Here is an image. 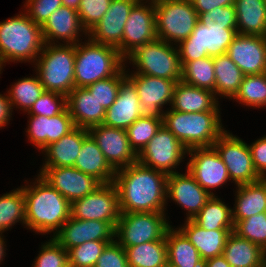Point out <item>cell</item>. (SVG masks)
Instances as JSON below:
<instances>
[{"label": "cell", "instance_id": "13", "mask_svg": "<svg viewBox=\"0 0 266 267\" xmlns=\"http://www.w3.org/2000/svg\"><path fill=\"white\" fill-rule=\"evenodd\" d=\"M71 217L80 220H101L117 226L120 209L115 184H102L94 192L71 203Z\"/></svg>", "mask_w": 266, "mask_h": 267}, {"label": "cell", "instance_id": "30", "mask_svg": "<svg viewBox=\"0 0 266 267\" xmlns=\"http://www.w3.org/2000/svg\"><path fill=\"white\" fill-rule=\"evenodd\" d=\"M235 206L232 208L234 225L255 214L266 212V179L254 183L237 185ZM237 193V194H236Z\"/></svg>", "mask_w": 266, "mask_h": 267}, {"label": "cell", "instance_id": "12", "mask_svg": "<svg viewBox=\"0 0 266 267\" xmlns=\"http://www.w3.org/2000/svg\"><path fill=\"white\" fill-rule=\"evenodd\" d=\"M213 146L226 165L230 180L236 186L262 179L254 168L250 148L245 141L225 130Z\"/></svg>", "mask_w": 266, "mask_h": 267}, {"label": "cell", "instance_id": "18", "mask_svg": "<svg viewBox=\"0 0 266 267\" xmlns=\"http://www.w3.org/2000/svg\"><path fill=\"white\" fill-rule=\"evenodd\" d=\"M88 131L115 171L137 162V154L129 144L125 129L101 124L90 127Z\"/></svg>", "mask_w": 266, "mask_h": 267}, {"label": "cell", "instance_id": "5", "mask_svg": "<svg viewBox=\"0 0 266 267\" xmlns=\"http://www.w3.org/2000/svg\"><path fill=\"white\" fill-rule=\"evenodd\" d=\"M87 39L85 43L75 44V87H87L115 76L126 65L116 47Z\"/></svg>", "mask_w": 266, "mask_h": 267}, {"label": "cell", "instance_id": "2", "mask_svg": "<svg viewBox=\"0 0 266 267\" xmlns=\"http://www.w3.org/2000/svg\"><path fill=\"white\" fill-rule=\"evenodd\" d=\"M25 196L27 229L53 236L70 218L71 203L39 174L32 185L21 186Z\"/></svg>", "mask_w": 266, "mask_h": 267}, {"label": "cell", "instance_id": "42", "mask_svg": "<svg viewBox=\"0 0 266 267\" xmlns=\"http://www.w3.org/2000/svg\"><path fill=\"white\" fill-rule=\"evenodd\" d=\"M161 125L162 118L142 115L126 129L129 144L137 155L153 138Z\"/></svg>", "mask_w": 266, "mask_h": 267}, {"label": "cell", "instance_id": "27", "mask_svg": "<svg viewBox=\"0 0 266 267\" xmlns=\"http://www.w3.org/2000/svg\"><path fill=\"white\" fill-rule=\"evenodd\" d=\"M214 92L178 81L174 86L172 110L183 113L220 112Z\"/></svg>", "mask_w": 266, "mask_h": 267}, {"label": "cell", "instance_id": "51", "mask_svg": "<svg viewBox=\"0 0 266 267\" xmlns=\"http://www.w3.org/2000/svg\"><path fill=\"white\" fill-rule=\"evenodd\" d=\"M94 267H128L125 249L116 240L108 243Z\"/></svg>", "mask_w": 266, "mask_h": 267}, {"label": "cell", "instance_id": "36", "mask_svg": "<svg viewBox=\"0 0 266 267\" xmlns=\"http://www.w3.org/2000/svg\"><path fill=\"white\" fill-rule=\"evenodd\" d=\"M123 248L126 251L128 267H162L167 263L166 240Z\"/></svg>", "mask_w": 266, "mask_h": 267}, {"label": "cell", "instance_id": "34", "mask_svg": "<svg viewBox=\"0 0 266 267\" xmlns=\"http://www.w3.org/2000/svg\"><path fill=\"white\" fill-rule=\"evenodd\" d=\"M237 33L266 36L265 0H235Z\"/></svg>", "mask_w": 266, "mask_h": 267}, {"label": "cell", "instance_id": "26", "mask_svg": "<svg viewBox=\"0 0 266 267\" xmlns=\"http://www.w3.org/2000/svg\"><path fill=\"white\" fill-rule=\"evenodd\" d=\"M66 105L77 127L89 129L103 123L106 110L86 87H74L66 96Z\"/></svg>", "mask_w": 266, "mask_h": 267}, {"label": "cell", "instance_id": "11", "mask_svg": "<svg viewBox=\"0 0 266 267\" xmlns=\"http://www.w3.org/2000/svg\"><path fill=\"white\" fill-rule=\"evenodd\" d=\"M187 153V148L165 126L161 125L137 155V161L169 175L178 172L177 166L183 161L182 159L186 158Z\"/></svg>", "mask_w": 266, "mask_h": 267}, {"label": "cell", "instance_id": "17", "mask_svg": "<svg viewBox=\"0 0 266 267\" xmlns=\"http://www.w3.org/2000/svg\"><path fill=\"white\" fill-rule=\"evenodd\" d=\"M39 175L70 203L94 192L102 183L75 167H41Z\"/></svg>", "mask_w": 266, "mask_h": 267}, {"label": "cell", "instance_id": "10", "mask_svg": "<svg viewBox=\"0 0 266 267\" xmlns=\"http://www.w3.org/2000/svg\"><path fill=\"white\" fill-rule=\"evenodd\" d=\"M166 219L165 212L120 213L115 240L122 247L165 240L166 232L171 226Z\"/></svg>", "mask_w": 266, "mask_h": 267}, {"label": "cell", "instance_id": "48", "mask_svg": "<svg viewBox=\"0 0 266 267\" xmlns=\"http://www.w3.org/2000/svg\"><path fill=\"white\" fill-rule=\"evenodd\" d=\"M112 0H81L77 9L82 27L88 32L107 12Z\"/></svg>", "mask_w": 266, "mask_h": 267}, {"label": "cell", "instance_id": "44", "mask_svg": "<svg viewBox=\"0 0 266 267\" xmlns=\"http://www.w3.org/2000/svg\"><path fill=\"white\" fill-rule=\"evenodd\" d=\"M126 78V66L115 76L99 80L86 88L94 95L96 100L107 110L116 100L121 82Z\"/></svg>", "mask_w": 266, "mask_h": 267}, {"label": "cell", "instance_id": "21", "mask_svg": "<svg viewBox=\"0 0 266 267\" xmlns=\"http://www.w3.org/2000/svg\"><path fill=\"white\" fill-rule=\"evenodd\" d=\"M52 237L68 251L84 242L114 240L115 227L101 220H80L70 216Z\"/></svg>", "mask_w": 266, "mask_h": 267}, {"label": "cell", "instance_id": "49", "mask_svg": "<svg viewBox=\"0 0 266 267\" xmlns=\"http://www.w3.org/2000/svg\"><path fill=\"white\" fill-rule=\"evenodd\" d=\"M25 2L23 12L40 26L44 24L53 11L63 5L62 0H26Z\"/></svg>", "mask_w": 266, "mask_h": 267}, {"label": "cell", "instance_id": "3", "mask_svg": "<svg viewBox=\"0 0 266 267\" xmlns=\"http://www.w3.org/2000/svg\"><path fill=\"white\" fill-rule=\"evenodd\" d=\"M44 44L41 26L25 12L0 22V68L10 61L34 65Z\"/></svg>", "mask_w": 266, "mask_h": 267}, {"label": "cell", "instance_id": "33", "mask_svg": "<svg viewBox=\"0 0 266 267\" xmlns=\"http://www.w3.org/2000/svg\"><path fill=\"white\" fill-rule=\"evenodd\" d=\"M170 226L166 232L167 263L174 267H204L198 250L179 228Z\"/></svg>", "mask_w": 266, "mask_h": 267}, {"label": "cell", "instance_id": "46", "mask_svg": "<svg viewBox=\"0 0 266 267\" xmlns=\"http://www.w3.org/2000/svg\"><path fill=\"white\" fill-rule=\"evenodd\" d=\"M41 245L33 267H69L68 251L53 237Z\"/></svg>", "mask_w": 266, "mask_h": 267}, {"label": "cell", "instance_id": "52", "mask_svg": "<svg viewBox=\"0 0 266 267\" xmlns=\"http://www.w3.org/2000/svg\"><path fill=\"white\" fill-rule=\"evenodd\" d=\"M248 146L255 170L262 179H266V136L260 137Z\"/></svg>", "mask_w": 266, "mask_h": 267}, {"label": "cell", "instance_id": "23", "mask_svg": "<svg viewBox=\"0 0 266 267\" xmlns=\"http://www.w3.org/2000/svg\"><path fill=\"white\" fill-rule=\"evenodd\" d=\"M41 30L44 43L49 44L59 43L58 39L63 40L64 44H77L81 42L79 37L83 34L87 38V31L81 25L77 9L65 5L53 11Z\"/></svg>", "mask_w": 266, "mask_h": 267}, {"label": "cell", "instance_id": "9", "mask_svg": "<svg viewBox=\"0 0 266 267\" xmlns=\"http://www.w3.org/2000/svg\"><path fill=\"white\" fill-rule=\"evenodd\" d=\"M237 34V28H224L217 23L204 25L198 22L192 34L176 45L180 61L190 62L225 54Z\"/></svg>", "mask_w": 266, "mask_h": 267}, {"label": "cell", "instance_id": "50", "mask_svg": "<svg viewBox=\"0 0 266 267\" xmlns=\"http://www.w3.org/2000/svg\"><path fill=\"white\" fill-rule=\"evenodd\" d=\"M199 22L204 25L217 23L224 28H237L236 10L234 5L218 7L199 15Z\"/></svg>", "mask_w": 266, "mask_h": 267}, {"label": "cell", "instance_id": "8", "mask_svg": "<svg viewBox=\"0 0 266 267\" xmlns=\"http://www.w3.org/2000/svg\"><path fill=\"white\" fill-rule=\"evenodd\" d=\"M154 5L157 38L172 45L187 39L199 22L190 0H154Z\"/></svg>", "mask_w": 266, "mask_h": 267}, {"label": "cell", "instance_id": "29", "mask_svg": "<svg viewBox=\"0 0 266 267\" xmlns=\"http://www.w3.org/2000/svg\"><path fill=\"white\" fill-rule=\"evenodd\" d=\"M198 250L199 255L206 259L223 255L228 236L234 229L206 230L193 220H185L184 225L178 227Z\"/></svg>", "mask_w": 266, "mask_h": 267}, {"label": "cell", "instance_id": "45", "mask_svg": "<svg viewBox=\"0 0 266 267\" xmlns=\"http://www.w3.org/2000/svg\"><path fill=\"white\" fill-rule=\"evenodd\" d=\"M234 232L266 251V212L238 221L234 225Z\"/></svg>", "mask_w": 266, "mask_h": 267}, {"label": "cell", "instance_id": "53", "mask_svg": "<svg viewBox=\"0 0 266 267\" xmlns=\"http://www.w3.org/2000/svg\"><path fill=\"white\" fill-rule=\"evenodd\" d=\"M197 14L206 13L218 7L234 5L235 0H190Z\"/></svg>", "mask_w": 266, "mask_h": 267}, {"label": "cell", "instance_id": "47", "mask_svg": "<svg viewBox=\"0 0 266 267\" xmlns=\"http://www.w3.org/2000/svg\"><path fill=\"white\" fill-rule=\"evenodd\" d=\"M66 108V95L54 91H44L27 112V115L54 117Z\"/></svg>", "mask_w": 266, "mask_h": 267}, {"label": "cell", "instance_id": "6", "mask_svg": "<svg viewBox=\"0 0 266 267\" xmlns=\"http://www.w3.org/2000/svg\"><path fill=\"white\" fill-rule=\"evenodd\" d=\"M34 64L45 91L67 96L75 87V44L45 43Z\"/></svg>", "mask_w": 266, "mask_h": 267}, {"label": "cell", "instance_id": "14", "mask_svg": "<svg viewBox=\"0 0 266 267\" xmlns=\"http://www.w3.org/2000/svg\"><path fill=\"white\" fill-rule=\"evenodd\" d=\"M188 155L191 156L186 167L188 172L210 195L215 196L212 189L231 182L227 167L214 146L189 149Z\"/></svg>", "mask_w": 266, "mask_h": 267}, {"label": "cell", "instance_id": "35", "mask_svg": "<svg viewBox=\"0 0 266 267\" xmlns=\"http://www.w3.org/2000/svg\"><path fill=\"white\" fill-rule=\"evenodd\" d=\"M215 96L232 99L238 92L244 74L227 53L213 57Z\"/></svg>", "mask_w": 266, "mask_h": 267}, {"label": "cell", "instance_id": "56", "mask_svg": "<svg viewBox=\"0 0 266 267\" xmlns=\"http://www.w3.org/2000/svg\"><path fill=\"white\" fill-rule=\"evenodd\" d=\"M4 236H2V234H0V264L3 261V257H5L6 255V244H5V239L3 238Z\"/></svg>", "mask_w": 266, "mask_h": 267}, {"label": "cell", "instance_id": "15", "mask_svg": "<svg viewBox=\"0 0 266 267\" xmlns=\"http://www.w3.org/2000/svg\"><path fill=\"white\" fill-rule=\"evenodd\" d=\"M156 39L154 0H145V2L144 0H139L132 7L124 26L122 57L125 59L139 46Z\"/></svg>", "mask_w": 266, "mask_h": 267}, {"label": "cell", "instance_id": "32", "mask_svg": "<svg viewBox=\"0 0 266 267\" xmlns=\"http://www.w3.org/2000/svg\"><path fill=\"white\" fill-rule=\"evenodd\" d=\"M223 256L231 267H266V251L234 231L227 238Z\"/></svg>", "mask_w": 266, "mask_h": 267}, {"label": "cell", "instance_id": "58", "mask_svg": "<svg viewBox=\"0 0 266 267\" xmlns=\"http://www.w3.org/2000/svg\"><path fill=\"white\" fill-rule=\"evenodd\" d=\"M162 267H174V266H172V265H170L169 263H166L164 266H162Z\"/></svg>", "mask_w": 266, "mask_h": 267}, {"label": "cell", "instance_id": "55", "mask_svg": "<svg viewBox=\"0 0 266 267\" xmlns=\"http://www.w3.org/2000/svg\"><path fill=\"white\" fill-rule=\"evenodd\" d=\"M204 267H231L223 255L206 259Z\"/></svg>", "mask_w": 266, "mask_h": 267}, {"label": "cell", "instance_id": "22", "mask_svg": "<svg viewBox=\"0 0 266 267\" xmlns=\"http://www.w3.org/2000/svg\"><path fill=\"white\" fill-rule=\"evenodd\" d=\"M211 197L187 169L184 174L175 172L167 176V199L187 211L186 220H192Z\"/></svg>", "mask_w": 266, "mask_h": 267}, {"label": "cell", "instance_id": "41", "mask_svg": "<svg viewBox=\"0 0 266 267\" xmlns=\"http://www.w3.org/2000/svg\"><path fill=\"white\" fill-rule=\"evenodd\" d=\"M232 99L249 107L258 109L266 107V73L245 75L238 92Z\"/></svg>", "mask_w": 266, "mask_h": 267}, {"label": "cell", "instance_id": "57", "mask_svg": "<svg viewBox=\"0 0 266 267\" xmlns=\"http://www.w3.org/2000/svg\"><path fill=\"white\" fill-rule=\"evenodd\" d=\"M63 5L67 7H72L74 9H78L81 3V0H62Z\"/></svg>", "mask_w": 266, "mask_h": 267}, {"label": "cell", "instance_id": "38", "mask_svg": "<svg viewBox=\"0 0 266 267\" xmlns=\"http://www.w3.org/2000/svg\"><path fill=\"white\" fill-rule=\"evenodd\" d=\"M182 78L186 84L210 90L215 94V74L213 57H205L190 62H181Z\"/></svg>", "mask_w": 266, "mask_h": 267}, {"label": "cell", "instance_id": "25", "mask_svg": "<svg viewBox=\"0 0 266 267\" xmlns=\"http://www.w3.org/2000/svg\"><path fill=\"white\" fill-rule=\"evenodd\" d=\"M144 115L137 90L126 77L118 91L115 102L106 110L103 125L127 129L140 116Z\"/></svg>", "mask_w": 266, "mask_h": 267}, {"label": "cell", "instance_id": "7", "mask_svg": "<svg viewBox=\"0 0 266 267\" xmlns=\"http://www.w3.org/2000/svg\"><path fill=\"white\" fill-rule=\"evenodd\" d=\"M136 68L131 74H144L174 80L182 78V65L177 46L161 39L145 43L136 48L125 59Z\"/></svg>", "mask_w": 266, "mask_h": 267}, {"label": "cell", "instance_id": "43", "mask_svg": "<svg viewBox=\"0 0 266 267\" xmlns=\"http://www.w3.org/2000/svg\"><path fill=\"white\" fill-rule=\"evenodd\" d=\"M114 240H95L68 250L69 267H94L106 245Z\"/></svg>", "mask_w": 266, "mask_h": 267}, {"label": "cell", "instance_id": "20", "mask_svg": "<svg viewBox=\"0 0 266 267\" xmlns=\"http://www.w3.org/2000/svg\"><path fill=\"white\" fill-rule=\"evenodd\" d=\"M227 55L244 75L266 73V36L237 34Z\"/></svg>", "mask_w": 266, "mask_h": 267}, {"label": "cell", "instance_id": "28", "mask_svg": "<svg viewBox=\"0 0 266 267\" xmlns=\"http://www.w3.org/2000/svg\"><path fill=\"white\" fill-rule=\"evenodd\" d=\"M88 135V129L76 126L60 140L46 146L42 150L46 155L42 167H73Z\"/></svg>", "mask_w": 266, "mask_h": 267}, {"label": "cell", "instance_id": "1", "mask_svg": "<svg viewBox=\"0 0 266 267\" xmlns=\"http://www.w3.org/2000/svg\"><path fill=\"white\" fill-rule=\"evenodd\" d=\"M167 174L138 161L115 172L120 213L165 212Z\"/></svg>", "mask_w": 266, "mask_h": 267}, {"label": "cell", "instance_id": "40", "mask_svg": "<svg viewBox=\"0 0 266 267\" xmlns=\"http://www.w3.org/2000/svg\"><path fill=\"white\" fill-rule=\"evenodd\" d=\"M17 222L26 226L25 196L22 187L0 196V234Z\"/></svg>", "mask_w": 266, "mask_h": 267}, {"label": "cell", "instance_id": "37", "mask_svg": "<svg viewBox=\"0 0 266 267\" xmlns=\"http://www.w3.org/2000/svg\"><path fill=\"white\" fill-rule=\"evenodd\" d=\"M218 196H212L192 219L206 230L234 229L232 208Z\"/></svg>", "mask_w": 266, "mask_h": 267}, {"label": "cell", "instance_id": "16", "mask_svg": "<svg viewBox=\"0 0 266 267\" xmlns=\"http://www.w3.org/2000/svg\"><path fill=\"white\" fill-rule=\"evenodd\" d=\"M128 72L130 71H126V77L137 90L143 114L163 118V106L169 103L170 106L172 105L176 82L166 78Z\"/></svg>", "mask_w": 266, "mask_h": 267}, {"label": "cell", "instance_id": "19", "mask_svg": "<svg viewBox=\"0 0 266 267\" xmlns=\"http://www.w3.org/2000/svg\"><path fill=\"white\" fill-rule=\"evenodd\" d=\"M138 1L112 0L101 20L87 32V37L95 43L116 47L122 56L124 26L132 7Z\"/></svg>", "mask_w": 266, "mask_h": 267}, {"label": "cell", "instance_id": "24", "mask_svg": "<svg viewBox=\"0 0 266 267\" xmlns=\"http://www.w3.org/2000/svg\"><path fill=\"white\" fill-rule=\"evenodd\" d=\"M27 137L41 151L51 143L60 140L76 126L66 108L54 117L29 115Z\"/></svg>", "mask_w": 266, "mask_h": 267}, {"label": "cell", "instance_id": "39", "mask_svg": "<svg viewBox=\"0 0 266 267\" xmlns=\"http://www.w3.org/2000/svg\"><path fill=\"white\" fill-rule=\"evenodd\" d=\"M44 91L45 89L38 75H35V77H24L15 84H12L11 88L7 91V97L12 109L16 106V108L28 112Z\"/></svg>", "mask_w": 266, "mask_h": 267}, {"label": "cell", "instance_id": "31", "mask_svg": "<svg viewBox=\"0 0 266 267\" xmlns=\"http://www.w3.org/2000/svg\"><path fill=\"white\" fill-rule=\"evenodd\" d=\"M73 167L95 177L102 184L114 181L116 171L107 162L103 152L90 134L83 140L81 150Z\"/></svg>", "mask_w": 266, "mask_h": 267}, {"label": "cell", "instance_id": "4", "mask_svg": "<svg viewBox=\"0 0 266 267\" xmlns=\"http://www.w3.org/2000/svg\"><path fill=\"white\" fill-rule=\"evenodd\" d=\"M220 112L183 113L164 111L162 125L165 126L187 150L196 147H211L225 131Z\"/></svg>", "mask_w": 266, "mask_h": 267}, {"label": "cell", "instance_id": "54", "mask_svg": "<svg viewBox=\"0 0 266 267\" xmlns=\"http://www.w3.org/2000/svg\"><path fill=\"white\" fill-rule=\"evenodd\" d=\"M12 111L13 110L7 94H0V128H4V126H7V124L10 122Z\"/></svg>", "mask_w": 266, "mask_h": 267}]
</instances>
